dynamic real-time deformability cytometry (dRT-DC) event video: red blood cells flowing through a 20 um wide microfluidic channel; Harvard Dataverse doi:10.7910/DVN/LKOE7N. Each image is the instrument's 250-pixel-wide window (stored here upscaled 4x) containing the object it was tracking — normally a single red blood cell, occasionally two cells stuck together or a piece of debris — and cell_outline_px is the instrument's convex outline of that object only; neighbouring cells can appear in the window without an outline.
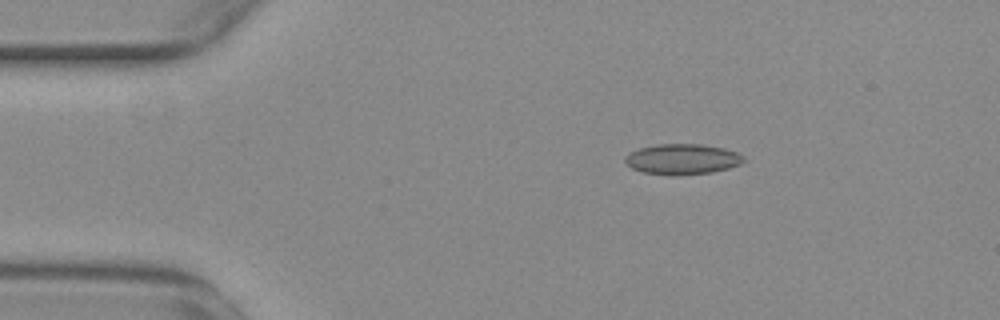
{"species": "common noctule bat (a hibernating species)", "species_latin": "Nyctalus noctula", "temperature_condition": "warm", "stored_images_in_passage": 46, "camera_frame_rate_fps": 3000, "um_per_image_px": 0.085, "animal": {"sex": "female", "body_mass_g": 29.2, "forearm_length_mm": 56.3}, "frame": {"image": 1, "passage_image": 1, "time_ms": 0.0, "image_size_px": [1000, 320], "cell_outline_px": [[744, 160], [740, 164], [728, 168], [712, 172], [676, 176], [644, 172], [632, 168], [624, 160], [624, 156], [640, 148], [656, 144], [700, 144], [724, 148], [736, 152], [744, 156]], "centroid_in_image_um": [58.0, 13.53], "position_along_channel_um": 27.0, "area_um2": 20.98}}
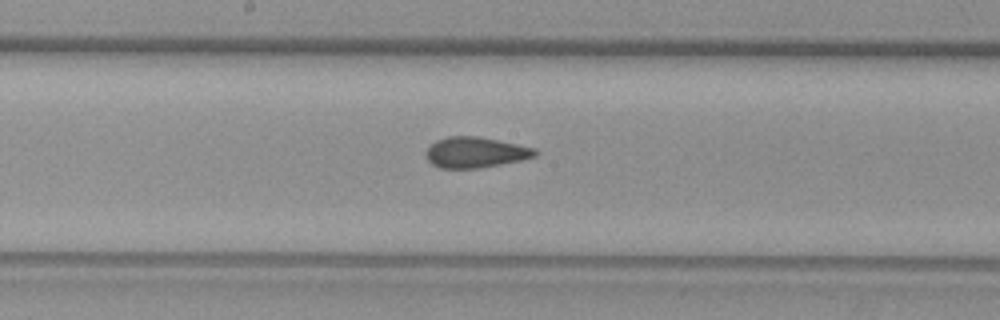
{"frame": {"image": 2, "passage_image": 20, "time_ms": 6.333, "image_size_px": [1000, 320], "cell_outline_px": [[540, 152], [536, 156], [524, 160], [480, 168], [440, 168], [432, 164], [424, 156], [424, 152], [436, 140], [448, 136], [476, 136], [536, 148]], "centroid_in_image_um": [40.42, 12.96], "position_along_channel_um": 207.8, "area_um2": 19.65}}
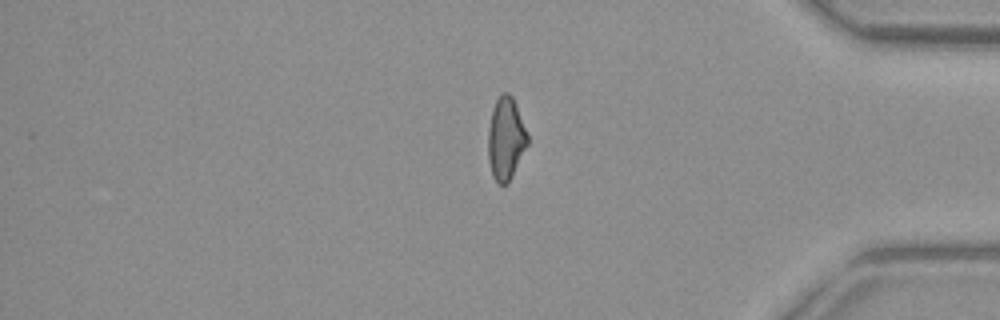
{"frame": {"image": 3, "passage_image": 37, "time_ms": 12.0, "image_size_px": [1000, 320], "cell_outline_px": [[528, 144], [508, 184], [500, 184], [492, 176], [488, 160], [488, 128], [492, 108], [496, 100], [504, 92], [508, 92], [512, 96], [528, 136]], "centroid_in_image_um": [42.97, 11.8], "position_along_channel_um": 392.2, "area_um2": 18.84}, "authors_computed_cell_mechanics": {"area_um2": 19.6809, "velocity_mm_per_s": 3.7639, "shape_relaxation_time_tau1_ms": null, "shape_relaxation_time_tau2_ms": 1.1555, "deformation_change_tau1": null, "deformation_change_tau2": 0.0683}}